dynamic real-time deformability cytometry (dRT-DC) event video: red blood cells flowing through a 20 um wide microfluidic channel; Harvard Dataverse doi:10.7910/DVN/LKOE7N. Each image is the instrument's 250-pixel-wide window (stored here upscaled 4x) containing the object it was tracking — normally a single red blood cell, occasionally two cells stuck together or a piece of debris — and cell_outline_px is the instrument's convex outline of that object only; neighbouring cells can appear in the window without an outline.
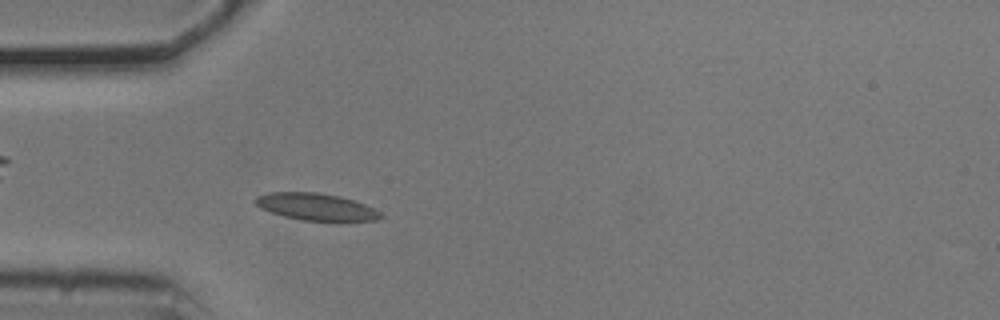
{"species": "common noctule bat (a hibernating species)", "species_latin": "Nyctalus noctula", "temperature_condition": "cold", "stored_images_in_passage": 50, "camera_frame_rate_fps": 3000, "um_per_image_px": 0.085, "animal": {"sex": "male", "body_mass_g": 20.5, "forearm_length_mm": 52.5}, "frame": {"image": 1, "passage_image": 12, "time_ms": 3.667, "image_size_px": [1000, 320], "cell_outline_px": [[384, 216], [380, 220], [300, 220], [284, 216], [260, 208], [256, 204], [256, 196], [268, 192], [320, 192], [340, 196], [364, 204], [380, 212]], "centroid_in_image_um": [26.85, 17.56], "position_along_channel_um": 58.1, "area_um2": 19.48}}
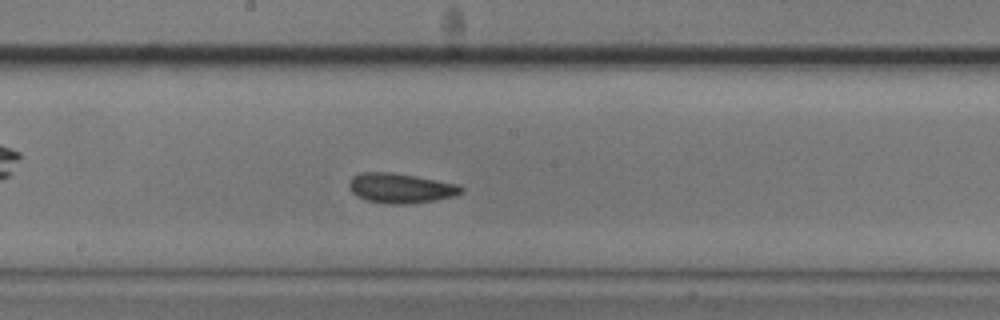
{"frame": {"image": 2, "passage_image": 25, "time_ms": 8.0, "image_size_px": [1000, 320], "cell_outline_px": [[464, 188], [456, 196], [408, 204], [384, 204], [364, 200], [356, 196], [348, 188], [348, 184], [352, 176], [360, 172], [392, 172], [416, 176], [460, 184]], "centroid_in_image_um": [34.01, 15.99], "position_along_channel_um": 214.2, "area_um2": 19.77}}
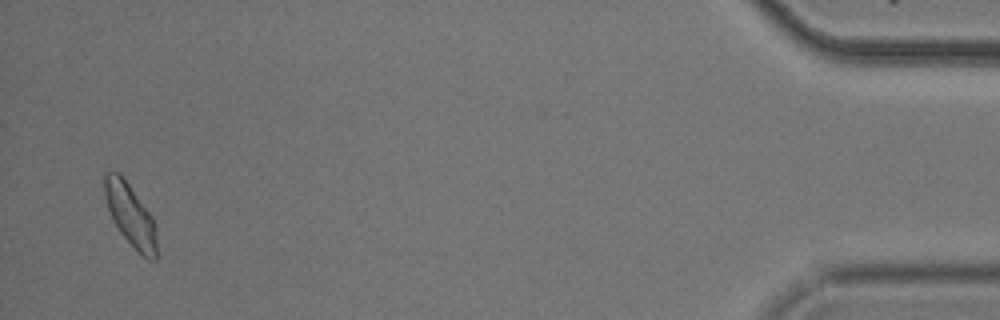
{"frame": {"image": 3, "passage_image": 49, "time_ms": 16.0, "image_size_px": [1000, 320], "cell_outline_px": [[156, 260], [148, 260], [120, 232], [112, 220], [104, 196], [104, 172], [120, 172], [152, 216], [156, 228]], "centroid_in_image_um": [11.07, 18.24], "position_along_channel_um": 424.1, "area_um2": 18.73}, "authors_computed_cell_mechanics": {"area_um2": 19.0451, "velocity_mm_per_s": 3.6787, "shape_relaxation_time_tau1_ms": 2.4262, "shape_relaxation_time_tau2_ms": 0.9793, "deformation_change_tau1": 0.0824, "deformation_change_tau2": 0.0658}}